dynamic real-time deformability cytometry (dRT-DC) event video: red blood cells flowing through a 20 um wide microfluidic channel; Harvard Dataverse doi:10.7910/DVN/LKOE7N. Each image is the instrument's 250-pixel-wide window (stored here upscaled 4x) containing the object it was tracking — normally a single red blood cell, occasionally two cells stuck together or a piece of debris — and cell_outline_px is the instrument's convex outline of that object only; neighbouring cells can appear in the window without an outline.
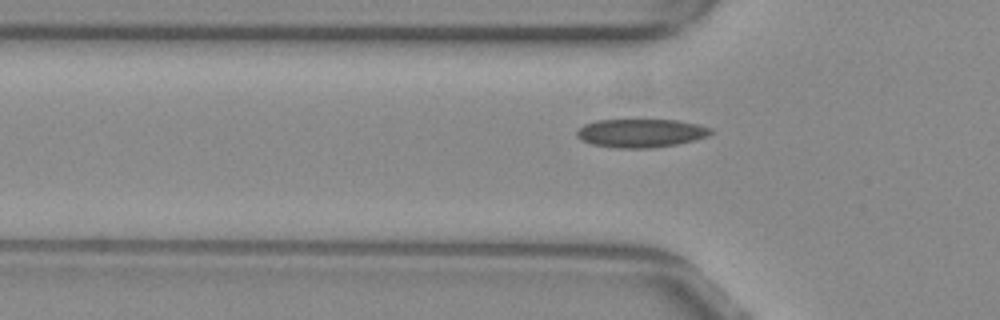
{"species": "common noctule bat (a hibernating species)", "species_latin": "Nyctalus noctula", "temperature_condition": "warm", "stored_images_in_passage": 17, "camera_frame_rate_fps": 3000, "um_per_image_px": 0.085, "animal": {"sex": "female", "body_mass_g": 29.2, "forearm_length_mm": 56.3}, "frame": {"image": 1, "passage_image": 8, "time_ms": 2.333, "image_size_px": [1000, 320], "cell_outline_px": [[716, 132], [708, 136], [676, 144], [652, 148], [620, 148], [592, 144], [576, 136], [576, 132], [584, 124], [596, 120], [676, 120], [700, 124], [712, 128]], "centroid_in_image_um": [54.52, 11.3], "position_along_channel_um": 71.3, "area_um2": 22.2}}
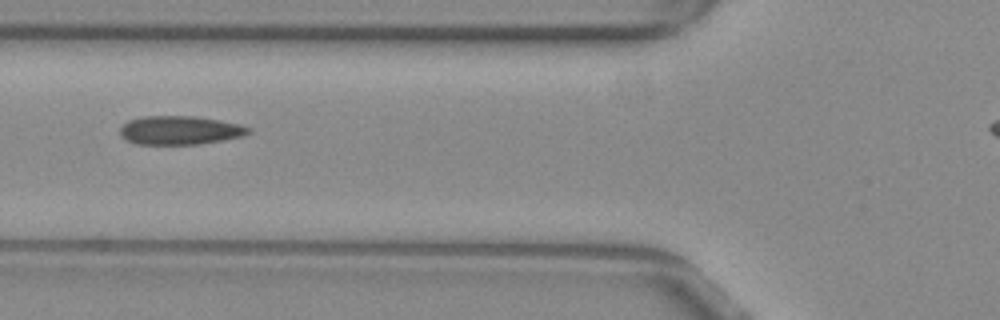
{"frame": {"image": 2, "passage_image": 11, "time_ms": 3.333, "image_size_px": [1000, 320], "cell_outline_px": [[252, 132], [244, 136], [224, 140], [200, 144], [136, 144], [120, 136], [120, 128], [128, 120], [144, 116], [192, 116], [220, 120], [240, 124], [252, 128]], "centroid_in_image_um": [15.33, 11.07], "position_along_channel_um": 110.5, "area_um2": 21.62}}
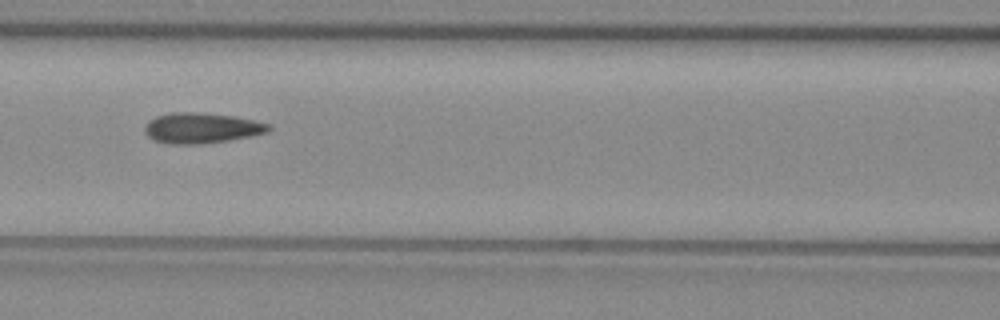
{"frame": {"image": 3, "passage_image": 14, "time_ms": 4.333, "image_size_px": [1000, 320], "cell_outline_px": [[272, 128], [268, 132], [252, 136], [204, 144], [168, 144], [152, 140], [144, 132], [144, 128], [148, 120], [156, 116], [172, 112], [200, 112], [236, 116], [272, 124]], "centroid_in_image_um": [17.14, 10.88], "position_along_channel_um": 149.5, "area_um2": 22.43}}